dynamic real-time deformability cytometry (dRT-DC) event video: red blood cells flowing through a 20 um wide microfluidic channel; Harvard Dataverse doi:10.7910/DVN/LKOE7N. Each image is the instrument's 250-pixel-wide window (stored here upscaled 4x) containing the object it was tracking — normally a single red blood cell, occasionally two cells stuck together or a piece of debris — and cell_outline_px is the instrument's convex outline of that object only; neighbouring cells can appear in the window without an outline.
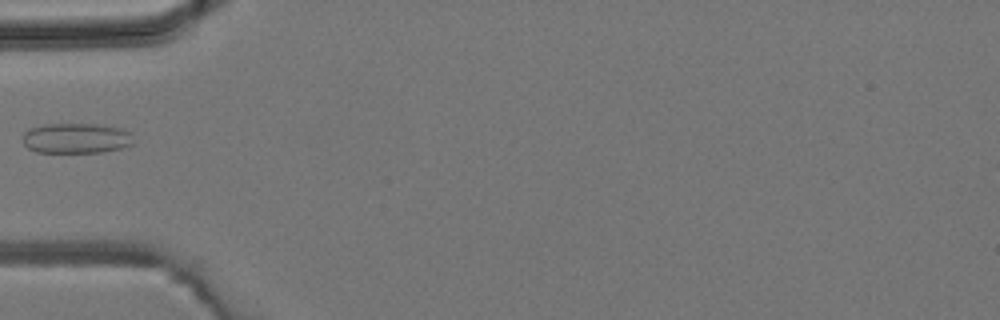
{"species": "common noctule bat (a hibernating species)", "species_latin": "Nyctalus noctula", "temperature_condition": "room temperature", "stored_images_in_passage": 3, "camera_frame_rate_fps": 3000, "um_per_image_px": 0.085, "animal": {"sex": "male", "body_mass_g": 19.2, "forearm_length_mm": 51.8}, "frame": {"image": 1, "passage_image": 3, "time_ms": 2.333, "image_size_px": [1000, 320], "cell_outline_px": [[136, 140], [132, 144], [120, 148], [100, 152], [36, 152], [28, 148], [24, 144], [24, 132], [28, 128], [44, 124], [100, 124], [120, 128], [132, 132]], "centroid_in_image_um": [6.51, 11.74], "position_along_channel_um": 78.5, "area_um2": 19.71}}